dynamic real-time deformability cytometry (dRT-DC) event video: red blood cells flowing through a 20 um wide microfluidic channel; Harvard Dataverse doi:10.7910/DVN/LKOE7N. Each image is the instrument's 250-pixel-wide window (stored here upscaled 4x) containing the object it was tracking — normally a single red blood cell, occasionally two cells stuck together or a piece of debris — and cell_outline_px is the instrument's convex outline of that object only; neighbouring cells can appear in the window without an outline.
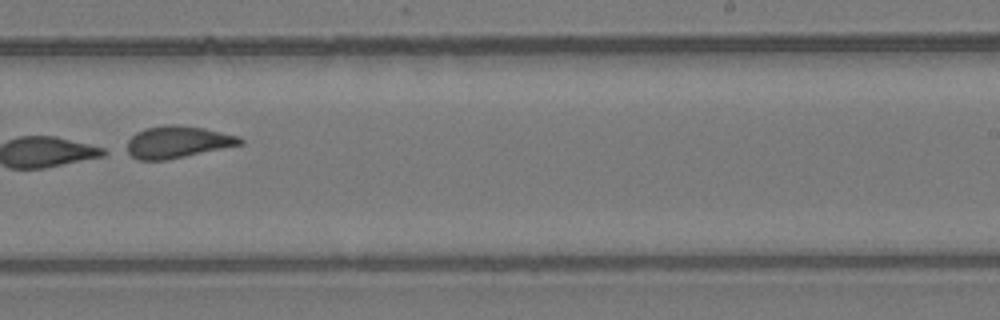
{"species": "common noctule bat (a hibernating species)", "species_latin": "Nyctalus noctula", "temperature_condition": "room temperature", "stored_images_in_passage": 14, "camera_frame_rate_fps": 3000, "um_per_image_px": 0.085, "animal": {"sex": "female", "body_mass_g": 24.6, "forearm_length_mm": 56.2}, "frame": {"image": 1, "passage_image": 10, "time_ms": 11.333, "image_size_px": [1000, 320], "cell_outline_px": [[244, 144], [168, 160], [136, 160], [124, 152], [128, 140], [136, 132], [144, 128], [164, 124], [176, 124], [204, 128], [240, 136], [244, 140]], "centroid_in_image_um": [15.06, 12.07], "position_along_channel_um": 273.9, "area_um2": 21.62}}
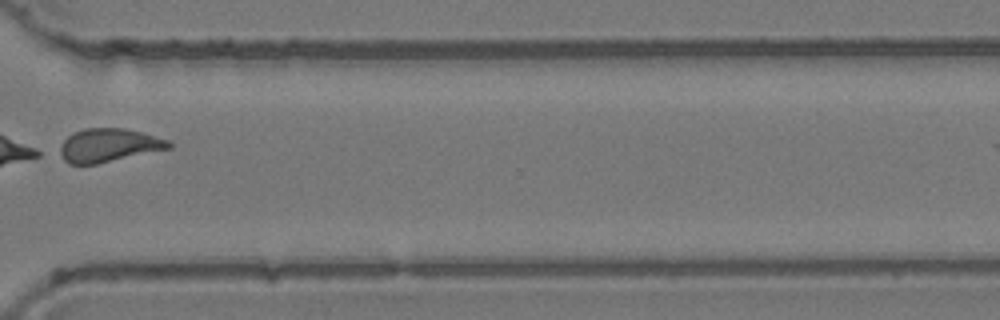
{"frame": {"image": 2, "passage_image": 12, "time_ms": 13.667, "image_size_px": [1000, 320], "cell_outline_px": [[172, 148], [96, 164], [68, 164], [56, 156], [52, 152], [72, 132], [84, 128], [124, 128], [140, 132], [168, 140], [172, 144]], "centroid_in_image_um": [9.11, 12.36], "position_along_channel_um": 361.5, "area_um2": 21.73}}